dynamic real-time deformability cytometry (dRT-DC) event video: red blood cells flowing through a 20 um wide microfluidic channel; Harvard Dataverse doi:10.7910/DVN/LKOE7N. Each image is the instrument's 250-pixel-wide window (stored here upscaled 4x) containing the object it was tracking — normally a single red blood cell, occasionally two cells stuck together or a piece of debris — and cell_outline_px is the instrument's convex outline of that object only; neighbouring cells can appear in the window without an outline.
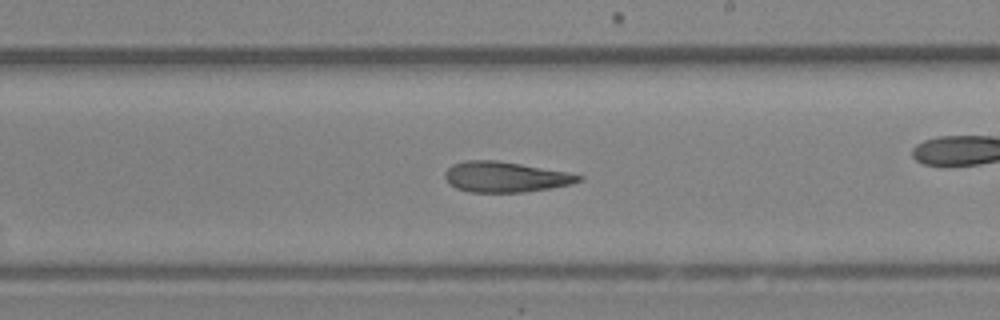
{"species": "Egyptian fruit bat (a non-hibernating species)", "species_latin": "Rousettus aegyptiacus", "temperature_condition": "room temperature", "stored_images_in_passage": 35, "camera_frame_rate_fps": 3000, "um_per_image_px": 0.085, "animal": {"sex": "female"}, "frame": {"image": 1, "passage_image": 20, "time_ms": 6.333, "image_size_px": [1000, 320], "cell_outline_px": [[584, 180], [572, 184], [524, 192], [468, 192], [456, 188], [448, 184], [444, 176], [444, 172], [452, 164], [464, 160], [496, 160], [568, 172], [584, 176]], "centroid_in_image_um": [42.93, 15.04], "position_along_channel_um": 246.1, "area_um2": 23.87}}